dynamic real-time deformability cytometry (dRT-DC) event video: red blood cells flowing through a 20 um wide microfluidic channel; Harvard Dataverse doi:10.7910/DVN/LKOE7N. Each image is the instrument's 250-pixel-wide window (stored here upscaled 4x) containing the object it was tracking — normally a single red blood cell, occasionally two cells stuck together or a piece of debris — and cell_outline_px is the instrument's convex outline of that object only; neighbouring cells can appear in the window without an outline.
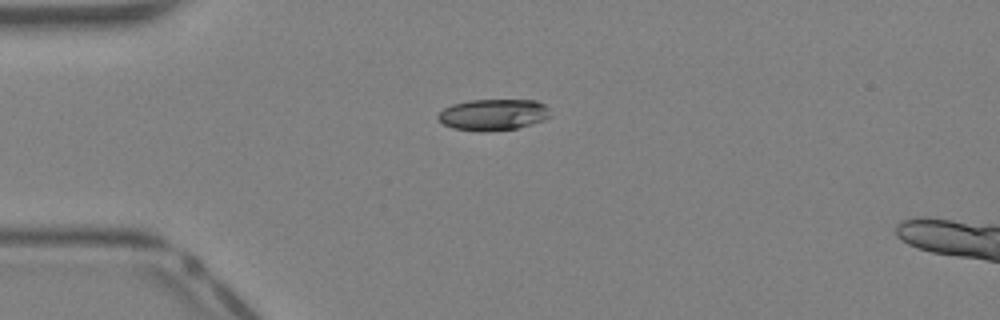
{"species": "Egyptian fruit bat (a non-hibernating species)", "species_latin": "Rousettus aegyptiacus", "temperature_condition": "warm", "stored_images_in_passage": 32, "segment_of_instrument_passage": [1, 2], "camera_frame_rate_fps": 3000, "um_per_image_px": 0.085, "animal": {"sex": "female"}, "frame": {"image": 1, "passage_image": 1, "time_ms": 0.0, "image_size_px": [1000, 320], "cell_outline_px": [[548, 116], [544, 120], [532, 124], [516, 128], [484, 132], [480, 132], [452, 128], [444, 124], [436, 116], [444, 108], [452, 104], [468, 100], [536, 100], [544, 104], [548, 108]], "centroid_in_image_um": [41.89, 9.75], "position_along_channel_um": 43.1, "area_um2": 20.46}}
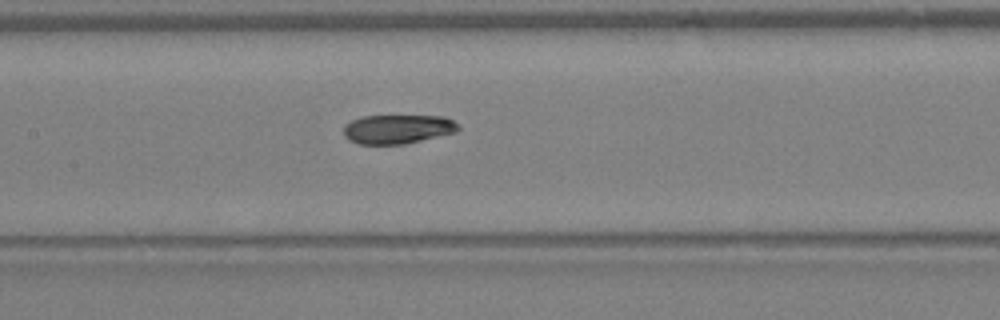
{"frame": {"image": 2, "passage_image": 10, "time_ms": 3.0, "image_size_px": [1000, 320], "cell_outline_px": [[460, 128], [456, 132], [404, 144], [360, 144], [348, 140], [344, 136], [344, 128], [352, 120], [364, 116], [444, 116], [460, 124]], "centroid_in_image_um": [33.83, 10.97], "position_along_channel_um": 173.6, "area_um2": 19.36}}
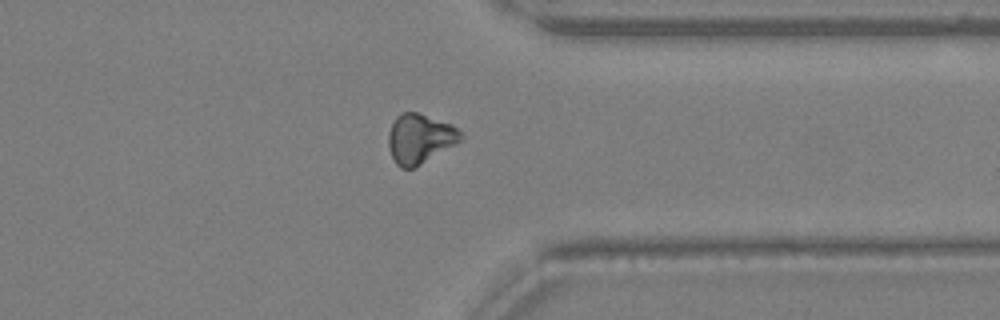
{"frame": {"image": 3, "passage_image": 22, "time_ms": 7.0, "image_size_px": [1000, 320], "cell_outline_px": [[464, 140], [412, 168], [400, 168], [396, 164], [388, 148], [388, 132], [396, 116], [400, 112], [416, 112], [452, 124], [464, 136]], "centroid_in_image_um": [35.68, 11.77], "position_along_channel_um": 375.7, "area_um2": 20.87}}